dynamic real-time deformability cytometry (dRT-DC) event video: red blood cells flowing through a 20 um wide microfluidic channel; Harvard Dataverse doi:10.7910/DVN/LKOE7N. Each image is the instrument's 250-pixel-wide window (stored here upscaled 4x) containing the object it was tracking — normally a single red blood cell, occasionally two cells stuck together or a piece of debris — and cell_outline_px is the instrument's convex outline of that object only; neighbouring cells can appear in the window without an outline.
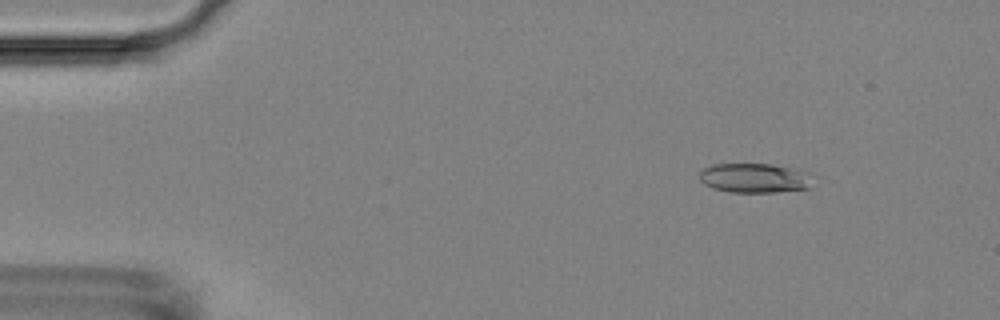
{"species": "Egyptian fruit bat (a non-hibernating species)", "species_latin": "Rousettus aegyptiacus", "temperature_condition": "room temperature", "stored_images_in_passage": 56, "camera_frame_rate_fps": 3000, "um_per_image_px": 0.085, "animal": {"sex": "female"}, "frame": {"image": 1, "passage_image": 7, "time_ms": 2.0, "image_size_px": [1000, 320], "cell_outline_px": [[812, 172], [808, 188], [772, 192], [728, 192], [712, 188], [704, 184], [700, 180], [700, 168], [712, 164], [772, 164]], "centroid_in_image_um": [64.09, 15.12], "position_along_channel_um": 20.9, "area_um2": 19.59}}
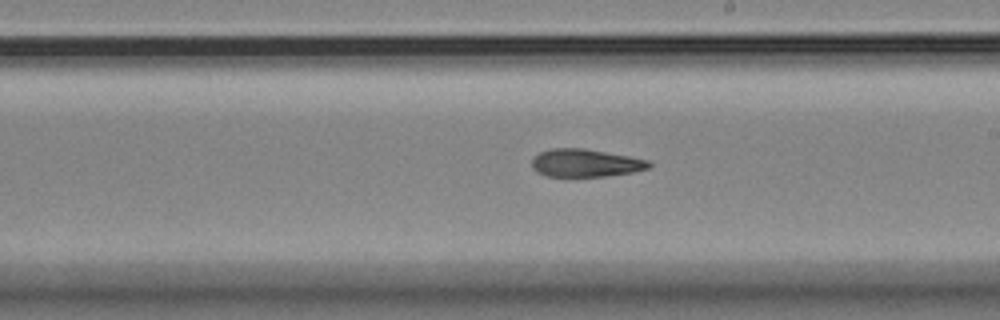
{"frame": {"image": 2, "passage_image": 32, "time_ms": 10.333, "image_size_px": [1000, 320], "cell_outline_px": [[652, 164], [648, 168], [632, 172], [604, 176], [548, 176], [536, 172], [532, 168], [532, 160], [540, 152], [552, 148], [584, 148], [628, 156], [648, 160]], "centroid_in_image_um": [49.74, 13.85], "position_along_channel_um": 239.3, "area_um2": 18.79}}
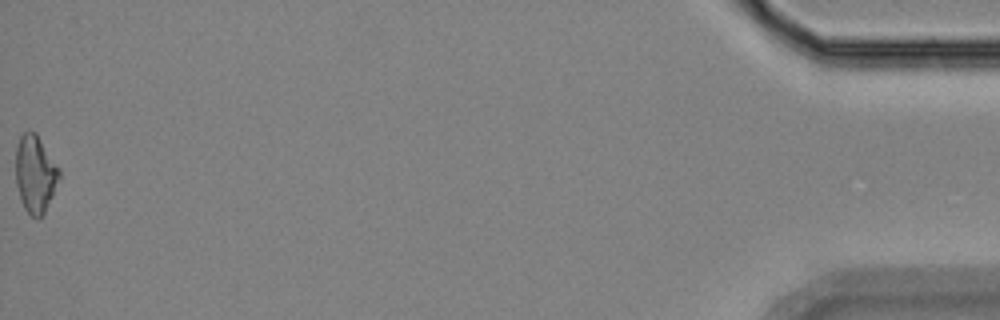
{"frame": {"image": 3, "passage_image": 56, "time_ms": 18.333, "image_size_px": [1000, 320], "cell_outline_px": [[60, 176], [52, 196], [44, 212], [40, 216], [32, 216], [24, 208], [20, 200], [16, 184], [16, 148], [20, 136], [24, 132], [36, 132], [60, 172]], "centroid_in_image_um": [2.97, 14.78], "position_along_channel_um": 432.2, "area_um2": 19.13}, "authors_computed_cell_mechanics": {"area_um2": 19.5942, "velocity_mm_per_s": 3.5985, "shape_relaxation_time_tau1_ms": 4.635, "shape_relaxation_time_tau2_ms": 4.4557, "deformation_change_tau1": 0.1343, "deformation_change_tau2": 0.1387}}